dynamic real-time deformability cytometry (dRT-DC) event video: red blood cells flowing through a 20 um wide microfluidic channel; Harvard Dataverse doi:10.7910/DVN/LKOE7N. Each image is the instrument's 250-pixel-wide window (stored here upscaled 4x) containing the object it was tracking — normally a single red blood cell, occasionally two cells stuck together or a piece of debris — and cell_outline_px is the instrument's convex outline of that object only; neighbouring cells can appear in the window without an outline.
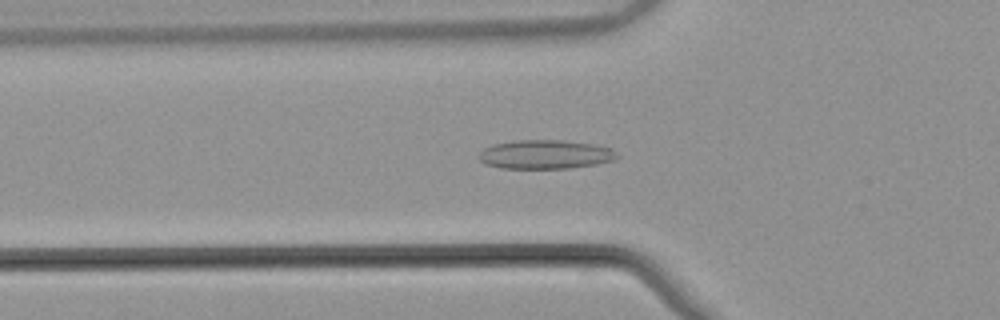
{"species": "common noctule bat (a hibernating species)", "species_latin": "Nyctalus noctula", "temperature_condition": "warm", "stored_images_in_passage": 54, "camera_frame_rate_fps": 3000, "um_per_image_px": 0.085, "animal": {"sex": "male", "body_mass_g": 21.5, "forearm_length_mm": 52.0}, "frame": {"image": 1, "passage_image": 19, "time_ms": 6.0, "image_size_px": [1000, 320], "cell_outline_px": [[620, 156], [616, 160], [596, 164], [568, 168], [500, 168], [484, 164], [480, 160], [480, 152], [484, 148], [492, 144], [516, 140], [564, 140], [592, 144], [612, 148]], "centroid_in_image_um": [46.37, 13.12], "position_along_channel_um": 79.4, "area_um2": 23.41}}
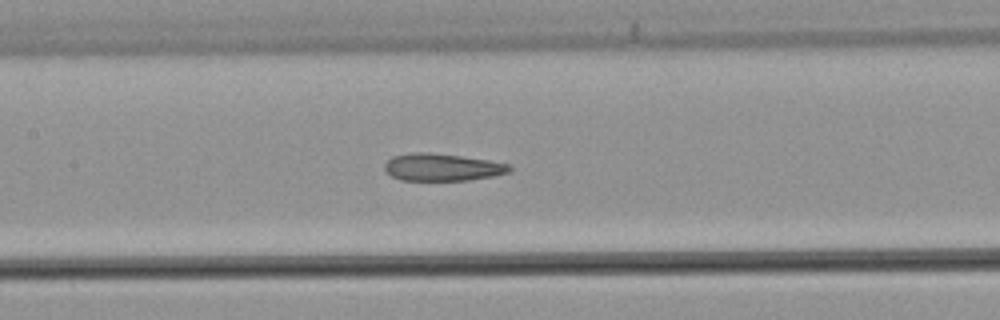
{"frame": {"image": 2, "passage_image": 26, "time_ms": 8.333, "image_size_px": [1000, 320], "cell_outline_px": [[512, 172], [496, 176], [468, 180], [400, 180], [392, 176], [384, 168], [384, 164], [392, 156], [412, 152], [428, 152], [460, 156], [488, 160], [508, 164], [512, 168]], "centroid_in_image_um": [37.61, 14.21], "position_along_channel_um": 169.8, "area_um2": 19.94}}
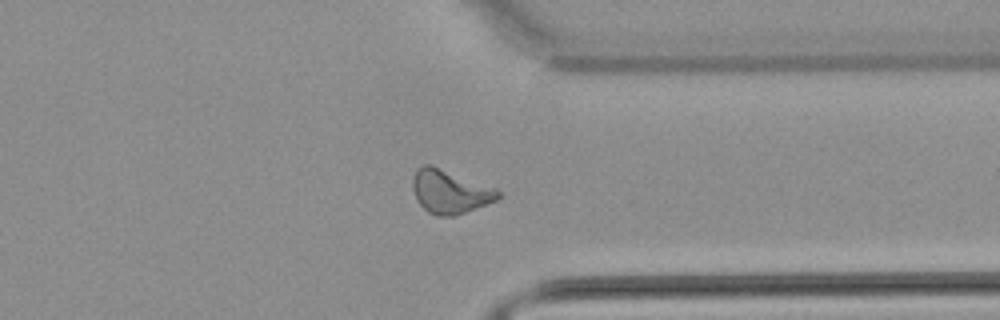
{"frame": {"image": 3, "passage_image": 42, "time_ms": 13.667, "image_size_px": [1000, 320], "cell_outline_px": [[500, 196], [496, 200], [456, 216], [436, 216], [428, 212], [416, 200], [412, 188], [412, 180], [416, 168], [424, 164], [432, 164], [496, 188], [500, 192]], "centroid_in_image_um": [38.21, 16.27], "position_along_channel_um": 373.2, "area_um2": 21.91}, "authors_computed_cell_mechanics": {"area_um2": 21.4438, "velocity_mm_per_s": 3.8537, "shape_relaxation_time_tau1_ms": null, "shape_relaxation_time_tau2_ms": 2.3656, "deformation_change_tau1": null, "deformation_change_tau2": 0.0872}}